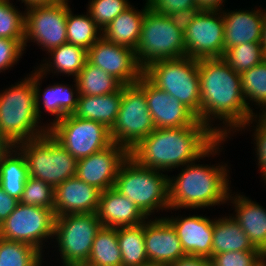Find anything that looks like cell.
Segmentation results:
<instances>
[{"label": "cell", "instance_id": "39", "mask_svg": "<svg viewBox=\"0 0 266 266\" xmlns=\"http://www.w3.org/2000/svg\"><path fill=\"white\" fill-rule=\"evenodd\" d=\"M130 5L128 0H90L87 12L95 24L103 30Z\"/></svg>", "mask_w": 266, "mask_h": 266}, {"label": "cell", "instance_id": "11", "mask_svg": "<svg viewBox=\"0 0 266 266\" xmlns=\"http://www.w3.org/2000/svg\"><path fill=\"white\" fill-rule=\"evenodd\" d=\"M46 125L48 133L77 160L112 144L110 130L94 120L77 118L70 114Z\"/></svg>", "mask_w": 266, "mask_h": 266}, {"label": "cell", "instance_id": "49", "mask_svg": "<svg viewBox=\"0 0 266 266\" xmlns=\"http://www.w3.org/2000/svg\"><path fill=\"white\" fill-rule=\"evenodd\" d=\"M12 148V145L0 135V162L2 157Z\"/></svg>", "mask_w": 266, "mask_h": 266}, {"label": "cell", "instance_id": "14", "mask_svg": "<svg viewBox=\"0 0 266 266\" xmlns=\"http://www.w3.org/2000/svg\"><path fill=\"white\" fill-rule=\"evenodd\" d=\"M186 57L196 60L222 58L224 19L221 11L202 10L184 33Z\"/></svg>", "mask_w": 266, "mask_h": 266}, {"label": "cell", "instance_id": "35", "mask_svg": "<svg viewBox=\"0 0 266 266\" xmlns=\"http://www.w3.org/2000/svg\"><path fill=\"white\" fill-rule=\"evenodd\" d=\"M43 255L29 244L0 238V266H42Z\"/></svg>", "mask_w": 266, "mask_h": 266}, {"label": "cell", "instance_id": "4", "mask_svg": "<svg viewBox=\"0 0 266 266\" xmlns=\"http://www.w3.org/2000/svg\"><path fill=\"white\" fill-rule=\"evenodd\" d=\"M0 92V135L12 146L48 133L37 116L33 71Z\"/></svg>", "mask_w": 266, "mask_h": 266}, {"label": "cell", "instance_id": "36", "mask_svg": "<svg viewBox=\"0 0 266 266\" xmlns=\"http://www.w3.org/2000/svg\"><path fill=\"white\" fill-rule=\"evenodd\" d=\"M222 59L238 74L245 72L264 60L261 43H245L227 49Z\"/></svg>", "mask_w": 266, "mask_h": 266}, {"label": "cell", "instance_id": "29", "mask_svg": "<svg viewBox=\"0 0 266 266\" xmlns=\"http://www.w3.org/2000/svg\"><path fill=\"white\" fill-rule=\"evenodd\" d=\"M28 177L25 156L16 146H12L0 162V187L11 197L20 200Z\"/></svg>", "mask_w": 266, "mask_h": 266}, {"label": "cell", "instance_id": "42", "mask_svg": "<svg viewBox=\"0 0 266 266\" xmlns=\"http://www.w3.org/2000/svg\"><path fill=\"white\" fill-rule=\"evenodd\" d=\"M24 39L0 37V73L16 65L24 53Z\"/></svg>", "mask_w": 266, "mask_h": 266}, {"label": "cell", "instance_id": "23", "mask_svg": "<svg viewBox=\"0 0 266 266\" xmlns=\"http://www.w3.org/2000/svg\"><path fill=\"white\" fill-rule=\"evenodd\" d=\"M97 218L105 227L119 228L144 223L148 217L114 187L100 194Z\"/></svg>", "mask_w": 266, "mask_h": 266}, {"label": "cell", "instance_id": "26", "mask_svg": "<svg viewBox=\"0 0 266 266\" xmlns=\"http://www.w3.org/2000/svg\"><path fill=\"white\" fill-rule=\"evenodd\" d=\"M147 9V3L140 11L130 5L103 28L102 37L114 44L135 50L140 39L142 23Z\"/></svg>", "mask_w": 266, "mask_h": 266}, {"label": "cell", "instance_id": "10", "mask_svg": "<svg viewBox=\"0 0 266 266\" xmlns=\"http://www.w3.org/2000/svg\"><path fill=\"white\" fill-rule=\"evenodd\" d=\"M154 129L145 92L137 84L124 85L117 119L110 130L112 143L130 151Z\"/></svg>", "mask_w": 266, "mask_h": 266}, {"label": "cell", "instance_id": "19", "mask_svg": "<svg viewBox=\"0 0 266 266\" xmlns=\"http://www.w3.org/2000/svg\"><path fill=\"white\" fill-rule=\"evenodd\" d=\"M173 228L186 255L210 259L212 256L213 219L201 215L165 217Z\"/></svg>", "mask_w": 266, "mask_h": 266}, {"label": "cell", "instance_id": "21", "mask_svg": "<svg viewBox=\"0 0 266 266\" xmlns=\"http://www.w3.org/2000/svg\"><path fill=\"white\" fill-rule=\"evenodd\" d=\"M33 71H34L35 106H36L37 116L41 119V114L43 113L41 112V108L43 106L45 112H48L52 116H55L53 122H56L67 115L73 114L77 108V102L79 97V91L76 79L73 78L74 80L73 82L75 83L74 87L73 85L71 87V85L68 84L65 85L63 83L61 84L55 83L53 85L47 86L46 89H44L43 91L40 88L41 87L40 85L45 75L42 74L37 68ZM40 105H42V107Z\"/></svg>", "mask_w": 266, "mask_h": 266}, {"label": "cell", "instance_id": "48", "mask_svg": "<svg viewBox=\"0 0 266 266\" xmlns=\"http://www.w3.org/2000/svg\"><path fill=\"white\" fill-rule=\"evenodd\" d=\"M66 0H21V3H24L26 7L32 5H44V4H56Z\"/></svg>", "mask_w": 266, "mask_h": 266}, {"label": "cell", "instance_id": "17", "mask_svg": "<svg viewBox=\"0 0 266 266\" xmlns=\"http://www.w3.org/2000/svg\"><path fill=\"white\" fill-rule=\"evenodd\" d=\"M129 151L112 143L107 148L78 160L76 176L101 192L114 187L118 171Z\"/></svg>", "mask_w": 266, "mask_h": 266}, {"label": "cell", "instance_id": "2", "mask_svg": "<svg viewBox=\"0 0 266 266\" xmlns=\"http://www.w3.org/2000/svg\"><path fill=\"white\" fill-rule=\"evenodd\" d=\"M226 140L207 126L155 128L129 151V156L144 167L168 172L196 160L200 162L201 158L214 157Z\"/></svg>", "mask_w": 266, "mask_h": 266}, {"label": "cell", "instance_id": "20", "mask_svg": "<svg viewBox=\"0 0 266 266\" xmlns=\"http://www.w3.org/2000/svg\"><path fill=\"white\" fill-rule=\"evenodd\" d=\"M101 191L77 176L71 177L54 188V214L96 213Z\"/></svg>", "mask_w": 266, "mask_h": 266}, {"label": "cell", "instance_id": "41", "mask_svg": "<svg viewBox=\"0 0 266 266\" xmlns=\"http://www.w3.org/2000/svg\"><path fill=\"white\" fill-rule=\"evenodd\" d=\"M258 117V118H257ZM257 122L255 124L256 126H251L255 127L253 129L255 132L253 133L252 136H254V144L255 147V153L257 157V162L258 168L260 170L261 179L264 180V183H266V114H255L241 129L240 131L242 132V129L245 131V129H248L252 123ZM257 149V150H256Z\"/></svg>", "mask_w": 266, "mask_h": 266}, {"label": "cell", "instance_id": "31", "mask_svg": "<svg viewBox=\"0 0 266 266\" xmlns=\"http://www.w3.org/2000/svg\"><path fill=\"white\" fill-rule=\"evenodd\" d=\"M117 238L123 266H142L149 263L145 248L144 223L117 228Z\"/></svg>", "mask_w": 266, "mask_h": 266}, {"label": "cell", "instance_id": "3", "mask_svg": "<svg viewBox=\"0 0 266 266\" xmlns=\"http://www.w3.org/2000/svg\"><path fill=\"white\" fill-rule=\"evenodd\" d=\"M190 162L180 167L172 178L169 175V207L174 209H196L227 203L230 192L229 167Z\"/></svg>", "mask_w": 266, "mask_h": 266}, {"label": "cell", "instance_id": "9", "mask_svg": "<svg viewBox=\"0 0 266 266\" xmlns=\"http://www.w3.org/2000/svg\"><path fill=\"white\" fill-rule=\"evenodd\" d=\"M102 226L96 213L56 216L53 238L58 244L62 266H84Z\"/></svg>", "mask_w": 266, "mask_h": 266}, {"label": "cell", "instance_id": "33", "mask_svg": "<svg viewBox=\"0 0 266 266\" xmlns=\"http://www.w3.org/2000/svg\"><path fill=\"white\" fill-rule=\"evenodd\" d=\"M66 29L67 42L86 50L102 37V30L95 24L88 12L86 15H74L71 8L68 10Z\"/></svg>", "mask_w": 266, "mask_h": 266}, {"label": "cell", "instance_id": "5", "mask_svg": "<svg viewBox=\"0 0 266 266\" xmlns=\"http://www.w3.org/2000/svg\"><path fill=\"white\" fill-rule=\"evenodd\" d=\"M168 178L167 174L144 167L128 156L119 168L114 188L150 218L154 212L170 211Z\"/></svg>", "mask_w": 266, "mask_h": 266}, {"label": "cell", "instance_id": "12", "mask_svg": "<svg viewBox=\"0 0 266 266\" xmlns=\"http://www.w3.org/2000/svg\"><path fill=\"white\" fill-rule=\"evenodd\" d=\"M69 1L25 7L24 49L36 42L47 53L67 43V15ZM29 41V42H28Z\"/></svg>", "mask_w": 266, "mask_h": 266}, {"label": "cell", "instance_id": "7", "mask_svg": "<svg viewBox=\"0 0 266 266\" xmlns=\"http://www.w3.org/2000/svg\"><path fill=\"white\" fill-rule=\"evenodd\" d=\"M25 156L28 174L53 188L76 176L78 160L49 133L16 145Z\"/></svg>", "mask_w": 266, "mask_h": 266}, {"label": "cell", "instance_id": "8", "mask_svg": "<svg viewBox=\"0 0 266 266\" xmlns=\"http://www.w3.org/2000/svg\"><path fill=\"white\" fill-rule=\"evenodd\" d=\"M135 54L143 70L156 61L185 57L184 34L176 28L169 16L148 8Z\"/></svg>", "mask_w": 266, "mask_h": 266}, {"label": "cell", "instance_id": "50", "mask_svg": "<svg viewBox=\"0 0 266 266\" xmlns=\"http://www.w3.org/2000/svg\"><path fill=\"white\" fill-rule=\"evenodd\" d=\"M261 44L263 46V49H265L266 48V10H265L264 19L262 21Z\"/></svg>", "mask_w": 266, "mask_h": 266}, {"label": "cell", "instance_id": "13", "mask_svg": "<svg viewBox=\"0 0 266 266\" xmlns=\"http://www.w3.org/2000/svg\"><path fill=\"white\" fill-rule=\"evenodd\" d=\"M54 222L55 214L52 209L19 202L0 225V238L29 244L44 253L43 247L48 242L46 240L53 239Z\"/></svg>", "mask_w": 266, "mask_h": 266}, {"label": "cell", "instance_id": "32", "mask_svg": "<svg viewBox=\"0 0 266 266\" xmlns=\"http://www.w3.org/2000/svg\"><path fill=\"white\" fill-rule=\"evenodd\" d=\"M79 95L99 96L117 92L123 85L88 60L75 78Z\"/></svg>", "mask_w": 266, "mask_h": 266}, {"label": "cell", "instance_id": "22", "mask_svg": "<svg viewBox=\"0 0 266 266\" xmlns=\"http://www.w3.org/2000/svg\"><path fill=\"white\" fill-rule=\"evenodd\" d=\"M222 10L224 19V52L236 45L261 43L265 10Z\"/></svg>", "mask_w": 266, "mask_h": 266}, {"label": "cell", "instance_id": "34", "mask_svg": "<svg viewBox=\"0 0 266 266\" xmlns=\"http://www.w3.org/2000/svg\"><path fill=\"white\" fill-rule=\"evenodd\" d=\"M240 77L247 108L255 114L250 106V101H252L251 103L254 102L255 105L261 107L260 114H266V61L263 60L241 73Z\"/></svg>", "mask_w": 266, "mask_h": 266}, {"label": "cell", "instance_id": "43", "mask_svg": "<svg viewBox=\"0 0 266 266\" xmlns=\"http://www.w3.org/2000/svg\"><path fill=\"white\" fill-rule=\"evenodd\" d=\"M146 3L152 11L167 16L196 6L195 0H146Z\"/></svg>", "mask_w": 266, "mask_h": 266}, {"label": "cell", "instance_id": "38", "mask_svg": "<svg viewBox=\"0 0 266 266\" xmlns=\"http://www.w3.org/2000/svg\"><path fill=\"white\" fill-rule=\"evenodd\" d=\"M19 202L52 209L54 212V188L40 179L29 176Z\"/></svg>", "mask_w": 266, "mask_h": 266}, {"label": "cell", "instance_id": "6", "mask_svg": "<svg viewBox=\"0 0 266 266\" xmlns=\"http://www.w3.org/2000/svg\"><path fill=\"white\" fill-rule=\"evenodd\" d=\"M143 75L158 89L177 98L200 121V85L198 60L181 57L156 61Z\"/></svg>", "mask_w": 266, "mask_h": 266}, {"label": "cell", "instance_id": "46", "mask_svg": "<svg viewBox=\"0 0 266 266\" xmlns=\"http://www.w3.org/2000/svg\"><path fill=\"white\" fill-rule=\"evenodd\" d=\"M170 266H212L211 259L185 255Z\"/></svg>", "mask_w": 266, "mask_h": 266}, {"label": "cell", "instance_id": "45", "mask_svg": "<svg viewBox=\"0 0 266 266\" xmlns=\"http://www.w3.org/2000/svg\"><path fill=\"white\" fill-rule=\"evenodd\" d=\"M19 204V200L8 195L0 187V225L8 218Z\"/></svg>", "mask_w": 266, "mask_h": 266}, {"label": "cell", "instance_id": "24", "mask_svg": "<svg viewBox=\"0 0 266 266\" xmlns=\"http://www.w3.org/2000/svg\"><path fill=\"white\" fill-rule=\"evenodd\" d=\"M231 193L227 203H232L235 208L236 214H232V218L245 231L253 246L266 255V209L245 195Z\"/></svg>", "mask_w": 266, "mask_h": 266}, {"label": "cell", "instance_id": "47", "mask_svg": "<svg viewBox=\"0 0 266 266\" xmlns=\"http://www.w3.org/2000/svg\"><path fill=\"white\" fill-rule=\"evenodd\" d=\"M225 0H195L196 6L206 11H221ZM223 6V7H222ZM222 8V9H221Z\"/></svg>", "mask_w": 266, "mask_h": 266}, {"label": "cell", "instance_id": "1", "mask_svg": "<svg viewBox=\"0 0 266 266\" xmlns=\"http://www.w3.org/2000/svg\"><path fill=\"white\" fill-rule=\"evenodd\" d=\"M198 73L200 122L219 138L228 139L255 115L247 108L240 74L233 71L222 58L198 60ZM215 119L222 121L221 124L213 126Z\"/></svg>", "mask_w": 266, "mask_h": 266}, {"label": "cell", "instance_id": "52", "mask_svg": "<svg viewBox=\"0 0 266 266\" xmlns=\"http://www.w3.org/2000/svg\"><path fill=\"white\" fill-rule=\"evenodd\" d=\"M264 60L266 61V48L264 49Z\"/></svg>", "mask_w": 266, "mask_h": 266}, {"label": "cell", "instance_id": "16", "mask_svg": "<svg viewBox=\"0 0 266 266\" xmlns=\"http://www.w3.org/2000/svg\"><path fill=\"white\" fill-rule=\"evenodd\" d=\"M136 84L145 92L155 128L206 126L177 98L158 89L144 75Z\"/></svg>", "mask_w": 266, "mask_h": 266}, {"label": "cell", "instance_id": "44", "mask_svg": "<svg viewBox=\"0 0 266 266\" xmlns=\"http://www.w3.org/2000/svg\"><path fill=\"white\" fill-rule=\"evenodd\" d=\"M201 11L202 9L200 7L194 6L182 11L174 12L168 16L176 28L184 34L193 19H195Z\"/></svg>", "mask_w": 266, "mask_h": 266}, {"label": "cell", "instance_id": "25", "mask_svg": "<svg viewBox=\"0 0 266 266\" xmlns=\"http://www.w3.org/2000/svg\"><path fill=\"white\" fill-rule=\"evenodd\" d=\"M122 95L123 86L117 92L106 95H79L73 115L77 118L97 121L111 130L117 119Z\"/></svg>", "mask_w": 266, "mask_h": 266}, {"label": "cell", "instance_id": "15", "mask_svg": "<svg viewBox=\"0 0 266 266\" xmlns=\"http://www.w3.org/2000/svg\"><path fill=\"white\" fill-rule=\"evenodd\" d=\"M88 61L112 75L123 86L136 84L143 76L135 50L114 44L101 37L87 50Z\"/></svg>", "mask_w": 266, "mask_h": 266}, {"label": "cell", "instance_id": "28", "mask_svg": "<svg viewBox=\"0 0 266 266\" xmlns=\"http://www.w3.org/2000/svg\"><path fill=\"white\" fill-rule=\"evenodd\" d=\"M260 250L253 246L249 238L232 216L214 218L212 255L228 251Z\"/></svg>", "mask_w": 266, "mask_h": 266}, {"label": "cell", "instance_id": "27", "mask_svg": "<svg viewBox=\"0 0 266 266\" xmlns=\"http://www.w3.org/2000/svg\"><path fill=\"white\" fill-rule=\"evenodd\" d=\"M47 54L50 57L48 61L43 59L44 63L37 68L44 75L52 71L53 74H68V77L73 76L75 79L88 60L86 49L68 42L50 50Z\"/></svg>", "mask_w": 266, "mask_h": 266}, {"label": "cell", "instance_id": "18", "mask_svg": "<svg viewBox=\"0 0 266 266\" xmlns=\"http://www.w3.org/2000/svg\"><path fill=\"white\" fill-rule=\"evenodd\" d=\"M144 240L149 263L170 266L186 255L176 230L165 217L144 222Z\"/></svg>", "mask_w": 266, "mask_h": 266}, {"label": "cell", "instance_id": "51", "mask_svg": "<svg viewBox=\"0 0 266 266\" xmlns=\"http://www.w3.org/2000/svg\"><path fill=\"white\" fill-rule=\"evenodd\" d=\"M142 266H164V265L155 264V263H148V264L142 265Z\"/></svg>", "mask_w": 266, "mask_h": 266}, {"label": "cell", "instance_id": "40", "mask_svg": "<svg viewBox=\"0 0 266 266\" xmlns=\"http://www.w3.org/2000/svg\"><path fill=\"white\" fill-rule=\"evenodd\" d=\"M212 266H262L266 255L261 250L228 251L211 256Z\"/></svg>", "mask_w": 266, "mask_h": 266}, {"label": "cell", "instance_id": "37", "mask_svg": "<svg viewBox=\"0 0 266 266\" xmlns=\"http://www.w3.org/2000/svg\"><path fill=\"white\" fill-rule=\"evenodd\" d=\"M25 12L10 0H0V37L24 39Z\"/></svg>", "mask_w": 266, "mask_h": 266}, {"label": "cell", "instance_id": "30", "mask_svg": "<svg viewBox=\"0 0 266 266\" xmlns=\"http://www.w3.org/2000/svg\"><path fill=\"white\" fill-rule=\"evenodd\" d=\"M84 266H123L117 228L101 227L93 240L89 260Z\"/></svg>", "mask_w": 266, "mask_h": 266}]
</instances>
